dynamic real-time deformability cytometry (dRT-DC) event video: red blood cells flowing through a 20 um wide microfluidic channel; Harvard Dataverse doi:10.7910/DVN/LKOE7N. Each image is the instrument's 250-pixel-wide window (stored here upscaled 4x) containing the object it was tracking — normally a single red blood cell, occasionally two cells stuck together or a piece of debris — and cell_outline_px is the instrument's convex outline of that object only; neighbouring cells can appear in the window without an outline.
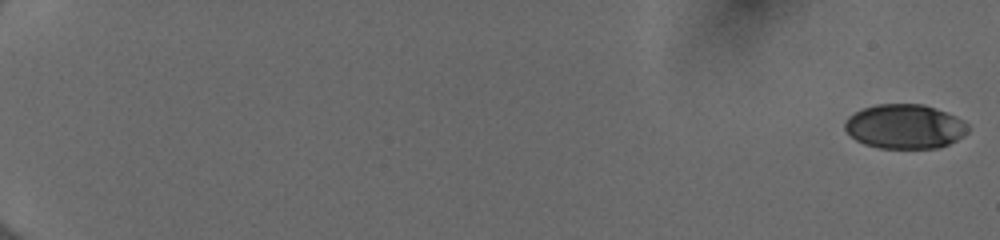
{"species": "human", "species_latin": "Homo sapiens", "temperature_condition": "cold", "stored_images_in_passage": 49, "camera_frame_rate_fps": 3000, "um_per_image_px": 0.085, "donor": {"sex": "female"}, "frame": {"image": 1, "passage_image": 1, "time_ms": 0.0, "image_size_px": [1000, 240], "cell_outline_px": [[968, 132], [956, 140], [940, 148], [880, 148], [864, 144], [856, 140], [844, 128], [844, 120], [848, 116], [864, 108], [876, 104], [924, 104], [956, 116], [964, 120], [968, 124]], "centroid_in_image_um": [76.91, 10.75], "position_along_channel_um": 8.1, "area_um2": 31.91}}
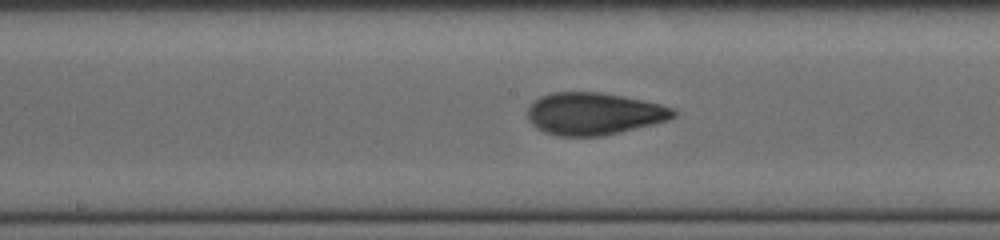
{"frame": {"image": 2, "passage_image": 26, "time_ms": 8.333, "image_size_px": [1000, 240], "cell_outline_px": [[676, 116], [668, 120], [604, 136], [556, 136], [544, 132], [536, 128], [528, 120], [528, 108], [540, 96], [552, 92], [600, 92], [624, 96], [660, 104], [676, 108]], "centroid_in_image_um": [50.49, 9.67], "position_along_channel_um": 197.7, "area_um2": 36.01}}
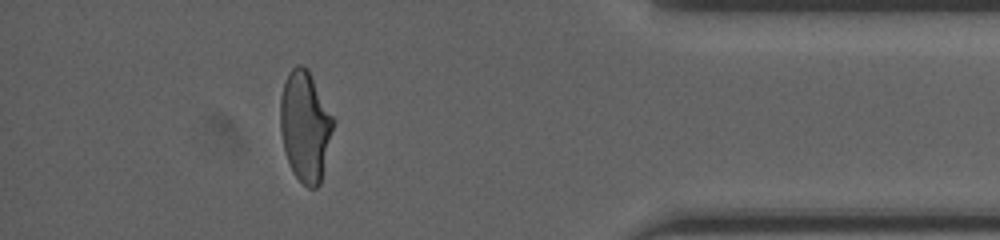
{"frame": {"image": 3, "passage_image": 44, "time_ms": 14.333, "image_size_px": [1000, 240], "cell_outline_px": [[336, 120], [320, 184], [316, 188], [308, 188], [296, 176], [284, 152], [280, 132], [280, 96], [288, 72], [296, 64], [300, 64], [308, 68]], "centroid_in_image_um": [25.95, 10.69], "position_along_channel_um": 409.2, "area_um2": 34.45}, "authors_computed_cell_mechanics": {"area_um2": 34.102, "velocity_mm_per_s": 4.0161, "shape_relaxation_time_tau1_ms": 4.6684, "shape_relaxation_time_tau2_ms": 1.0652, "deformation_change_tau1": 0.1812, "deformation_change_tau2": 0.072}}